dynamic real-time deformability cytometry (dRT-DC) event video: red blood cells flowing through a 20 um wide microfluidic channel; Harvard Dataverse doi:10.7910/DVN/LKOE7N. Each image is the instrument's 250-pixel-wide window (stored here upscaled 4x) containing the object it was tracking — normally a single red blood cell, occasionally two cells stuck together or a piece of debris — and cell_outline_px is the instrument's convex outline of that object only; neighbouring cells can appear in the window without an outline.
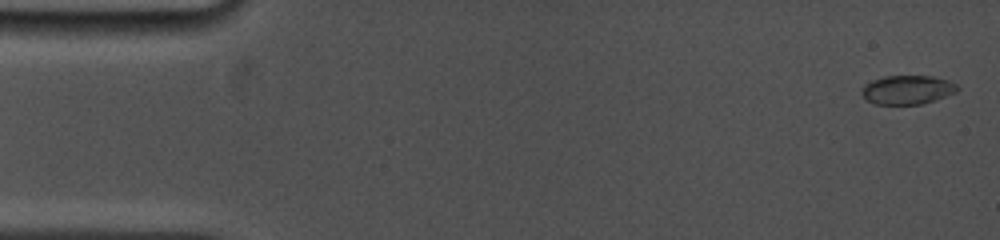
{"species": "common noctule bat (a hibernating species)", "species_latin": "Nyctalus noctula", "temperature_condition": "cold", "stored_images_in_passage": 44, "camera_frame_rate_fps": 5000, "um_per_image_px": 0.085, "animal": {"sex": "female", "body_mass_g": 19.0, "forearm_length_mm": 53.3}, "frame": {"image": 1, "passage_image": 1, "time_ms": 0.0, "image_size_px": [1000, 240], "cell_outline_px": [[960, 88], [956, 92], [936, 100], [920, 104], [876, 104], [868, 100], [860, 92], [864, 84], [872, 80], [884, 76], [932, 76], [948, 80], [956, 84]], "centroid_in_image_um": [77.14, 7.62], "position_along_channel_um": 7.9, "area_um2": 16.13}}
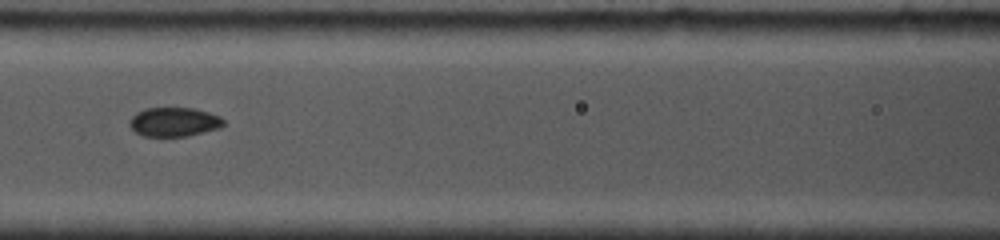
{"frame": {"image": 2, "passage_image": 20, "time_ms": 7.0, "image_size_px": [1000, 240], "cell_outline_px": [[228, 124], [220, 128], [188, 136], [144, 136], [136, 132], [128, 124], [128, 120], [136, 112], [144, 108], [192, 108], [208, 112], [220, 116]], "centroid_in_image_um": [14.81, 10.36], "position_along_channel_um": 151.8, "area_um2": 16.13}}
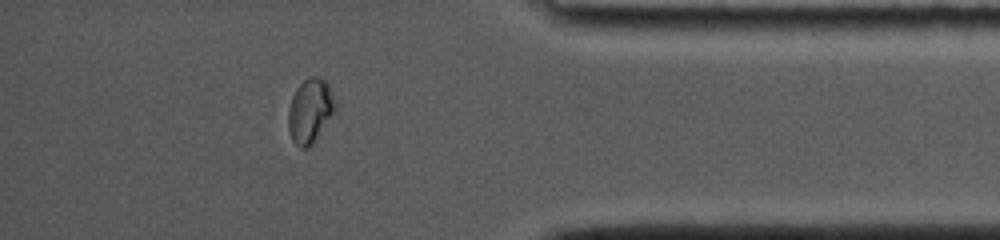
{"frame": {"image": 3, "passage_image": 38, "time_ms": 14.0, "image_size_px": [1000, 240], "cell_outline_px": [[336, 104], [332, 112], [312, 144], [304, 148], [300, 148], [292, 140], [288, 128], [288, 108], [292, 96], [296, 88], [308, 76], [316, 76], [324, 80], [328, 84]], "centroid_in_image_um": [26.31, 9.38], "position_along_channel_um": 408.9, "area_um2": 17.11}, "authors_computed_cell_mechanics": {"area_um2": 16.2707, "velocity_mm_per_s": 3.8595, "shape_relaxation_time_tau1_ms": 7.1931, "shape_relaxation_time_tau2_ms": null, "deformation_change_tau1": 0.1588, "deformation_change_tau2": null}}